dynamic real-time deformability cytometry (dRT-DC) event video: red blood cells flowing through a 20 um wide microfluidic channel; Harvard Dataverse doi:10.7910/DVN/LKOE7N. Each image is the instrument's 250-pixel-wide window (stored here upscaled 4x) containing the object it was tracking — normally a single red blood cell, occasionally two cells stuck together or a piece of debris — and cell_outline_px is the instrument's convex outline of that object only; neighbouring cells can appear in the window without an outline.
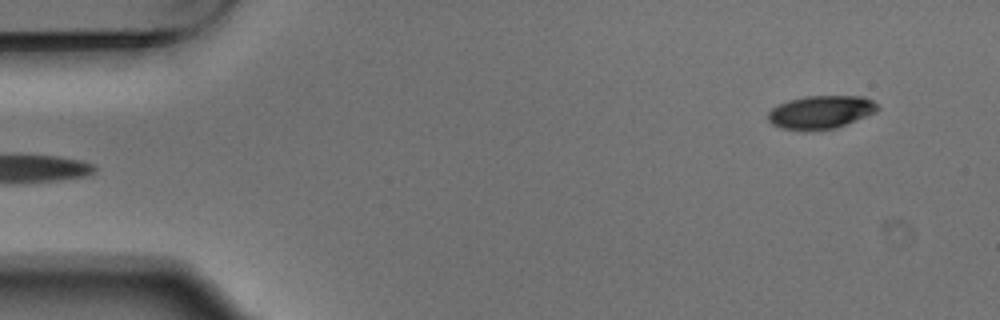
{"species": "Egyptian fruit bat (a non-hibernating species)", "species_latin": "Rousettus aegyptiacus", "temperature_condition": "warm", "stored_images_in_passage": 6, "segment_of_instrument_passage": [2, 2], "camera_frame_rate_fps": 3000, "um_per_image_px": 0.085, "animal": {"sex": "male"}, "frame": {"image": 1, "passage_image": 6, "time_ms": 1.667, "image_size_px": [1000, 320], "cell_outline_px": [[880, 108], [876, 112], [836, 128], [780, 128], [772, 124], [768, 120], [768, 112], [772, 108], [788, 100], [804, 96], [864, 96], [872, 100]], "centroid_in_image_um": [69.79, 9.49], "position_along_channel_um": 15.2, "area_um2": 20.63}}